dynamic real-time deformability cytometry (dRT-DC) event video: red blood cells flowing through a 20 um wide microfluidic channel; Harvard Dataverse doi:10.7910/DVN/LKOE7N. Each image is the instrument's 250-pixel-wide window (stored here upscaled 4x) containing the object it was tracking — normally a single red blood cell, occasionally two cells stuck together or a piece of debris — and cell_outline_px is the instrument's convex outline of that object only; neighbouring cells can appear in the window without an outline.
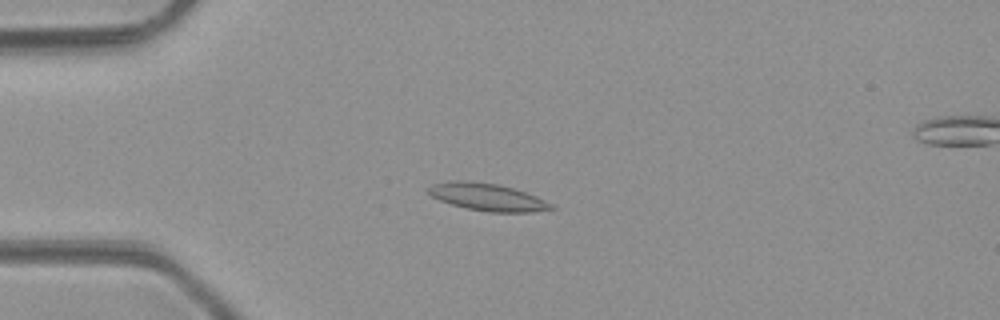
{"species": "common noctule bat (a hibernating species)", "species_latin": "Nyctalus noctula", "temperature_condition": "room temperature", "stored_images_in_passage": 5, "camera_frame_rate_fps": 3000, "um_per_image_px": 0.085, "animal": {"sex": "male", "body_mass_g": 23.1, "forearm_length_mm": 52.7}, "frame": {"image": 1, "passage_image": 3, "time_ms": 2.333, "image_size_px": [1000, 320], "cell_outline_px": [[556, 208], [532, 212], [488, 212], [468, 208], [452, 204], [440, 200], [432, 196], [424, 188], [432, 184], [448, 180], [468, 180], [500, 184], [536, 196], [552, 204]], "centroid_in_image_um": [41.38, 16.73], "position_along_channel_um": 43.6, "area_um2": 19.65}}
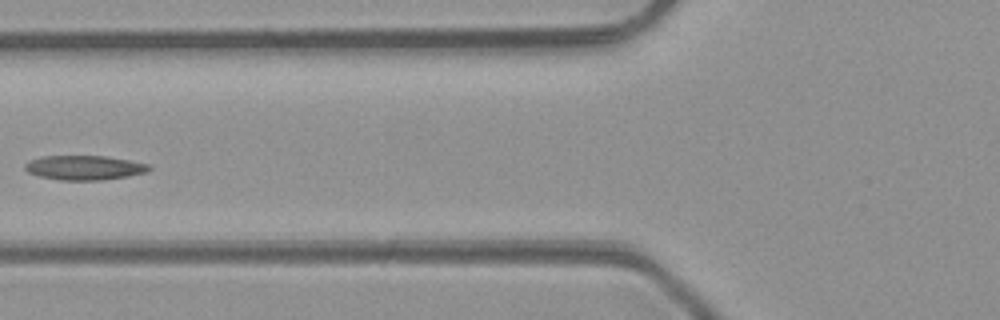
{"frame": {"image": 2, "passage_image": 5, "time_ms": 4.667, "image_size_px": [1000, 320], "cell_outline_px": [[152, 168], [148, 172], [128, 176], [100, 180], [60, 180], [40, 176], [28, 172], [24, 168], [24, 164], [28, 160], [40, 156], [104, 156], [128, 160], [148, 164]], "centroid_in_image_um": [7.15, 14.25], "position_along_channel_um": 118.7, "area_um2": 17.69}}